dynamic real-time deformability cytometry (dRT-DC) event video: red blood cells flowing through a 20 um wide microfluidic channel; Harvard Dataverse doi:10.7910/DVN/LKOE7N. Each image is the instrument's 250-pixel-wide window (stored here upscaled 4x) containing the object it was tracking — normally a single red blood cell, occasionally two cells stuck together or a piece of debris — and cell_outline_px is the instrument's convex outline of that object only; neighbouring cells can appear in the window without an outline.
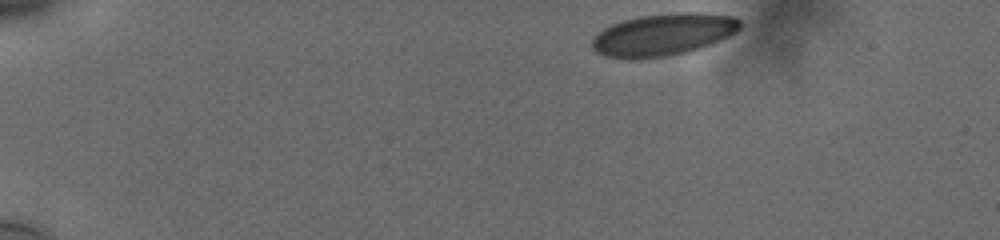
{"species": "human", "species_latin": "Homo sapiens", "temperature_condition": "cold", "stored_images_in_passage": 47, "camera_frame_rate_fps": 3000, "um_per_image_px": 0.085, "donor": {"sex": "male"}, "frame": {"image": 1, "passage_image": 1, "time_ms": 0.0, "image_size_px": [1000, 240], "cell_outline_px": [[740, 28], [736, 32], [720, 40], [700, 48], [688, 52], [668, 56], [632, 60], [628, 60], [604, 56], [596, 52], [592, 48], [592, 40], [604, 28], [612, 24], [624, 20], [640, 16], [680, 12], [700, 12], [732, 16], [740, 20]], "centroid_in_image_um": [56.36, 2.96], "position_along_channel_um": 28.6, "area_um2": 36.47}}
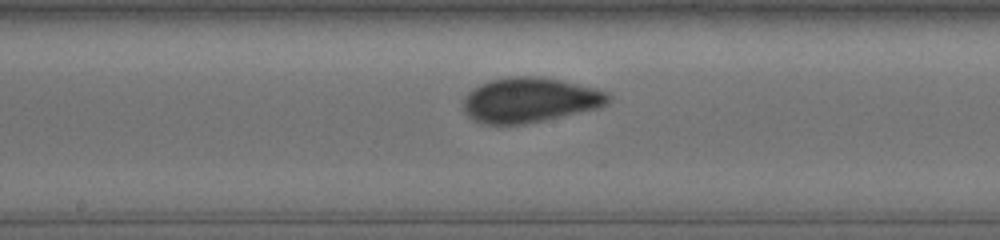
{"frame": {"image": 2, "passage_image": 23, "time_ms": 7.333, "image_size_px": [1000, 240], "cell_outline_px": [[612, 100], [608, 104], [600, 108], [524, 124], [488, 124], [476, 120], [468, 116], [464, 112], [464, 96], [472, 88], [488, 80], [508, 76], [540, 76], [560, 80], [596, 88], [608, 92], [612, 96]], "centroid_in_image_um": [45.07, 8.48], "position_along_channel_um": 203.1, "area_um2": 38.21}}
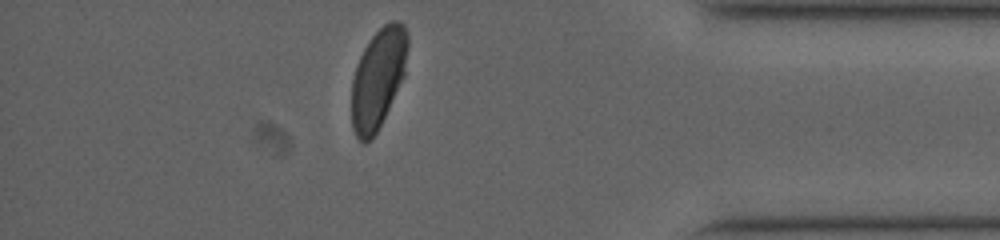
{"frame": {"image": 3, "passage_image": 41, "time_ms": 13.333, "image_size_px": [1000, 240], "cell_outline_px": [[408, 44], [404, 76], [372, 140], [364, 144], [356, 136], [352, 128], [352, 80], [356, 64], [368, 40], [384, 24], [392, 20], [400, 20], [404, 24], [408, 32]], "centroid_in_image_um": [32.14, 6.62], "position_along_channel_um": 403.1, "area_um2": 32.66}, "authors_computed_cell_mechanics": {"area_um2": 36.4718, "velocity_mm_per_s": 3.7489, "shape_relaxation_time_tau1_ms": 8.7876, "shape_relaxation_time_tau2_ms": null, "deformation_change_tau1": 0.1495, "deformation_change_tau2": null}}